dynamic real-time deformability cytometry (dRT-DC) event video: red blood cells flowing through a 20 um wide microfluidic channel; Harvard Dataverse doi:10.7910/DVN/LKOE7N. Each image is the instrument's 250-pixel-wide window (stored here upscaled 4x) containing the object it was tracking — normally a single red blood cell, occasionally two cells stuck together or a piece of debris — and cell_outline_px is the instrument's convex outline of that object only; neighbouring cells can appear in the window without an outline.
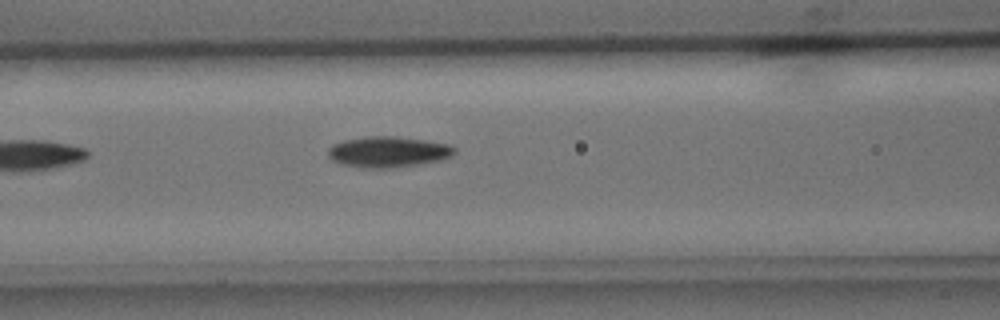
{"species": "common noctule bat (a hibernating species)", "species_latin": "Nyctalus noctula", "temperature_condition": "cold", "stored_images_in_passage": 6, "camera_frame_rate_fps": 3000, "um_per_image_px": 0.085, "animal": {"sex": "male", "body_mass_g": 15.6}, "frame": {"image": 1, "passage_image": 6, "time_ms": 1.667, "image_size_px": [1000, 320], "cell_outline_px": [[456, 152], [452, 156], [440, 160], [416, 164], [388, 168], [360, 168], [340, 164], [332, 160], [328, 156], [328, 148], [332, 144], [344, 140], [364, 136], [396, 136], [452, 144], [456, 148]], "centroid_in_image_um": [32.98, 12.9], "position_along_channel_um": 133.6, "area_um2": 22.95}}